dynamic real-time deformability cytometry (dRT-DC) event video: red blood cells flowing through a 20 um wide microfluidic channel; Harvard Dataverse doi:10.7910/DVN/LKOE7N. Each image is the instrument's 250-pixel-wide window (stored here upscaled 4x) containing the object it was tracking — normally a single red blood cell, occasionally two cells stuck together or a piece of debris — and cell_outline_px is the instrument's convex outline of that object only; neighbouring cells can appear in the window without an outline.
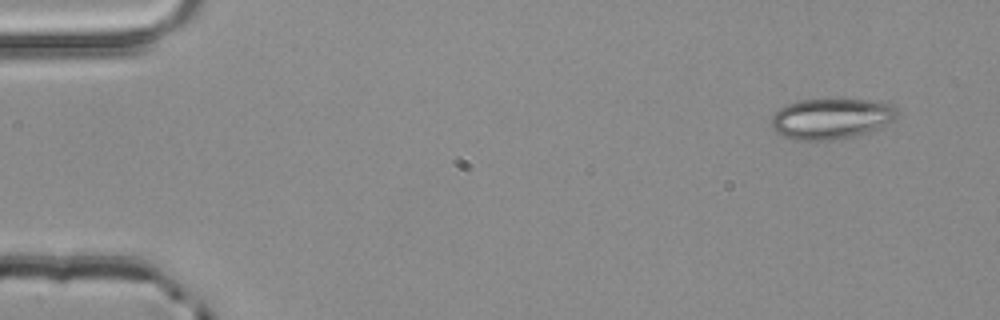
{"species": "common noctule bat (a hibernating species)", "species_latin": "Nyctalus noctula", "temperature_condition": "room temperature", "stored_images_in_passage": 4, "camera_frame_rate_fps": 3000, "um_per_image_px": 0.085, "animal": {"sex": "male", "body_mass_g": 20.4}, "frame": {"image": 1, "passage_image": 1, "time_ms": 0.0, "image_size_px": [1000, 320], "cell_outline_px": [[900, 116], [896, 120], [876, 128], [852, 136], [828, 140], [796, 140], [784, 136], [776, 132], [772, 128], [772, 116], [780, 108], [788, 104], [800, 100], [868, 100], [892, 104], [896, 108]], "centroid_in_image_um": [70.67, 10.08], "position_along_channel_um": 14.3, "area_um2": 29.42}}
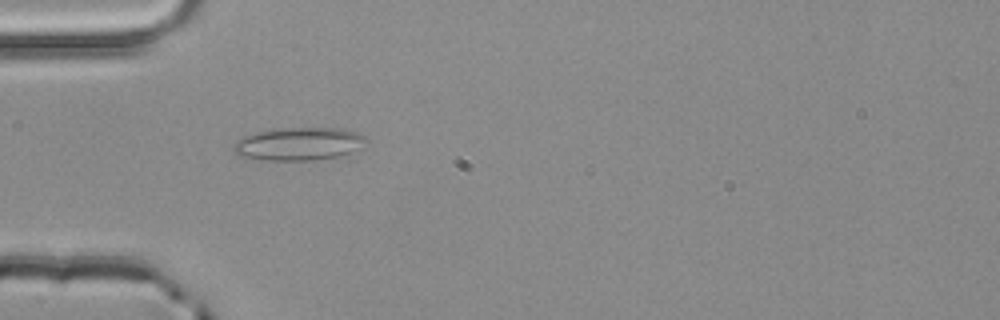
{"frame": {"image": 2, "passage_image": 4, "time_ms": 1.0, "image_size_px": [1000, 320], "cell_outline_px": [[368, 140], [348, 152], [340, 156], [312, 160], [264, 160], [240, 156], [232, 148], [232, 144], [244, 136], [260, 132], [280, 128], [344, 128], [356, 132], [364, 136]], "centroid_in_image_um": [25.36, 12.22], "position_along_channel_um": 59.6, "area_um2": 25.03}}